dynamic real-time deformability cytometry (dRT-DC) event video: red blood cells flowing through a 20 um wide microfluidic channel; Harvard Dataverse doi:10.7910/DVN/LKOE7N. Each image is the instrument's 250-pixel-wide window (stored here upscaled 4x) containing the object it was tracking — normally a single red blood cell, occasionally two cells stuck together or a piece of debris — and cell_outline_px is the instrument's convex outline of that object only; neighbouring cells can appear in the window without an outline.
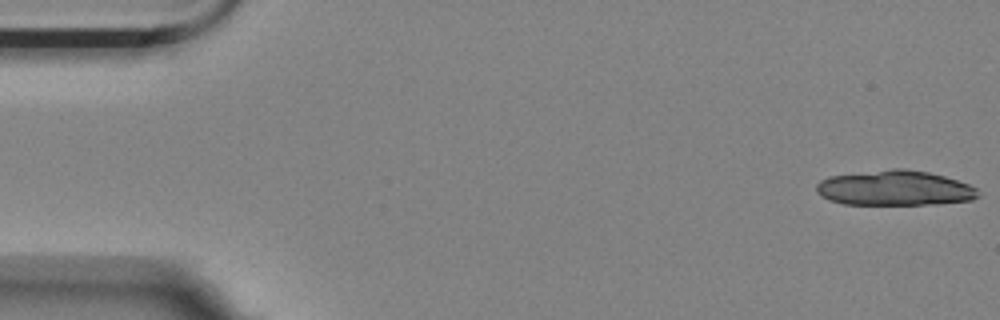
{"species": "Egyptian fruit bat (a non-hibernating species)", "species_latin": "Rousettus aegyptiacus", "temperature_condition": "room temperature", "stored_images_in_passage": 20, "camera_frame_rate_fps": 3000, "um_per_image_px": 0.085, "animal": {"sex": "female"}, "frame": {"image": 1, "passage_image": 1, "time_ms": 0.0, "image_size_px": [1000, 320], "cell_outline_px": [[980, 196], [972, 200], [936, 204], [844, 204], [828, 200], [820, 196], [816, 192], [816, 184], [820, 180], [828, 176], [892, 168], [908, 168], [928, 172], [944, 176], [968, 184], [976, 188]], "centroid_in_image_um": [76.02, 15.98], "position_along_channel_um": 9.0, "area_um2": 33.29}}
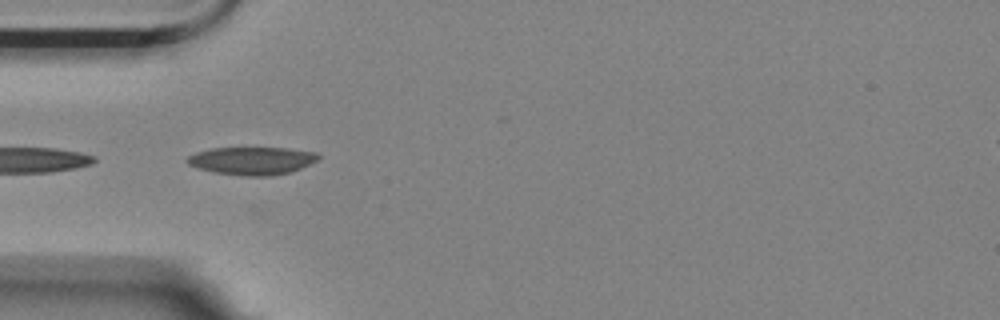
{"frame": {"image": 2, "passage_image": 17, "time_ms": 5.333, "image_size_px": [1000, 320], "cell_outline_px": [[320, 156], [316, 160], [300, 168], [288, 172], [272, 176], [240, 176], [212, 172], [196, 168], [188, 164], [184, 160], [188, 156], [196, 152], [212, 148], [288, 148], [316, 152]], "centroid_in_image_um": [21.35, 13.67], "position_along_channel_um": 63.6, "area_um2": 21.33}}